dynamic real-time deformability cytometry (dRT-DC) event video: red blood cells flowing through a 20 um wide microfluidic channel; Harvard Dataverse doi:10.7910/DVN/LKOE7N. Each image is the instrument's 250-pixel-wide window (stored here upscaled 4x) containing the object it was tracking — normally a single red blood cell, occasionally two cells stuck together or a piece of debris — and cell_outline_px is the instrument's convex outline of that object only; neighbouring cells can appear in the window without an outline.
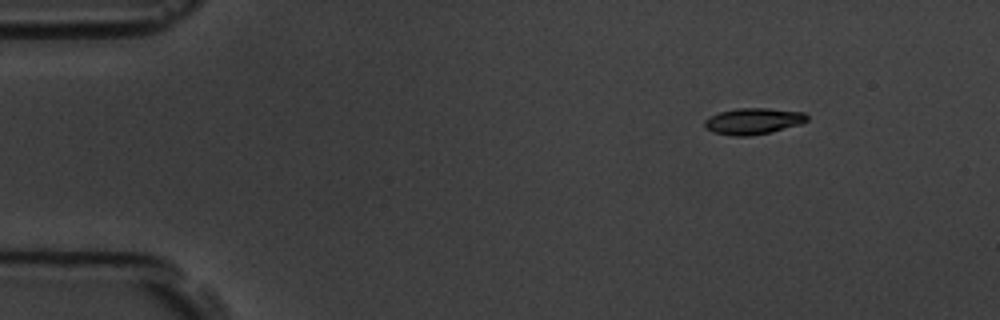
{"species": "common noctule bat (a hibernating species)", "species_latin": "Nyctalus noctula", "temperature_condition": "room temperature", "stored_images_in_passage": 50, "camera_frame_rate_fps": 3000, "um_per_image_px": 0.085, "animal": {"sex": "male", "body_mass_g": 19.5, "forearm_length_mm": 54.6}, "frame": {"image": 1, "passage_image": 1, "time_ms": 0.0, "image_size_px": [1000, 320], "cell_outline_px": [[808, 120], [800, 124], [768, 132], [748, 136], [732, 136], [712, 132], [704, 128], [704, 120], [708, 116], [720, 112], [736, 108], [768, 108], [804, 112], [808, 116]], "centroid_in_image_um": [63.97, 10.29], "position_along_channel_um": 21.0, "area_um2": 15.72}}
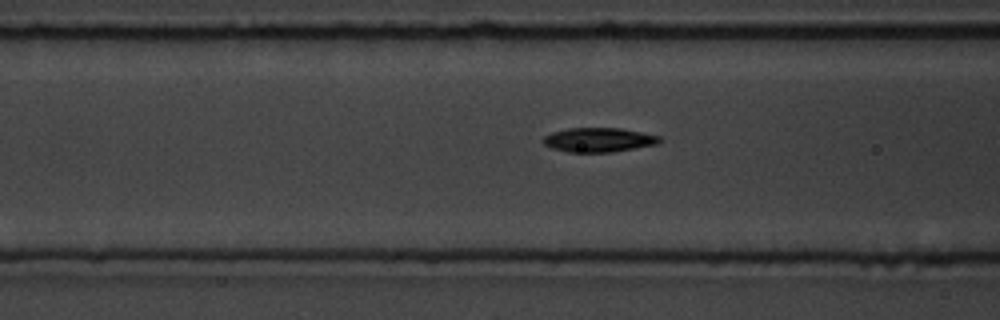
{"frame": {"image": 2, "passage_image": 16, "time_ms": 5.0, "image_size_px": [1000, 320], "cell_outline_px": [[660, 140], [656, 144], [608, 152], [568, 152], [552, 148], [544, 144], [540, 140], [544, 136], [552, 132], [568, 128], [620, 128], [660, 136]], "centroid_in_image_um": [50.81, 11.88], "position_along_channel_um": 115.8, "area_um2": 16.24}}
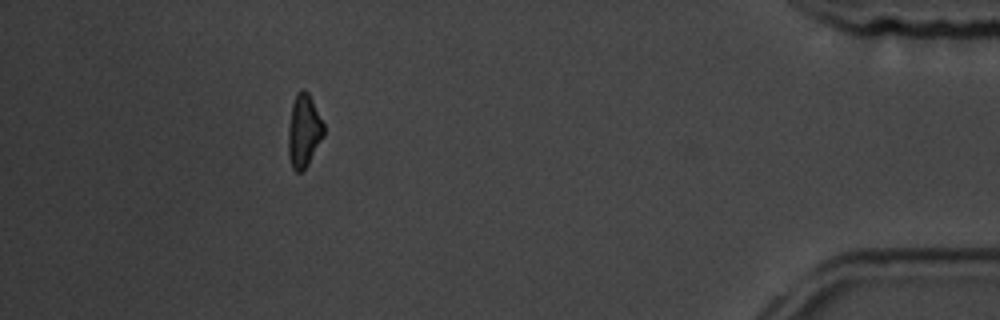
{"frame": {"image": 3, "passage_image": 45, "time_ms": 14.667, "image_size_px": [1000, 320], "cell_outline_px": [[324, 136], [308, 164], [300, 172], [296, 172], [292, 168], [288, 156], [288, 128], [292, 104], [296, 92], [300, 88], [304, 88], [308, 92], [324, 124]], "centroid_in_image_um": [25.81, 11.1], "position_along_channel_um": 409.4, "area_um2": 15.2}, "authors_computed_cell_mechanics": {"area_um2": 15.7216, "velocity_mm_per_s": 3.6161, "shape_relaxation_time_tau1_ms": 3.3929, "shape_relaxation_time_tau2_ms": null, "deformation_change_tau1": 0.1235, "deformation_change_tau2": null}}